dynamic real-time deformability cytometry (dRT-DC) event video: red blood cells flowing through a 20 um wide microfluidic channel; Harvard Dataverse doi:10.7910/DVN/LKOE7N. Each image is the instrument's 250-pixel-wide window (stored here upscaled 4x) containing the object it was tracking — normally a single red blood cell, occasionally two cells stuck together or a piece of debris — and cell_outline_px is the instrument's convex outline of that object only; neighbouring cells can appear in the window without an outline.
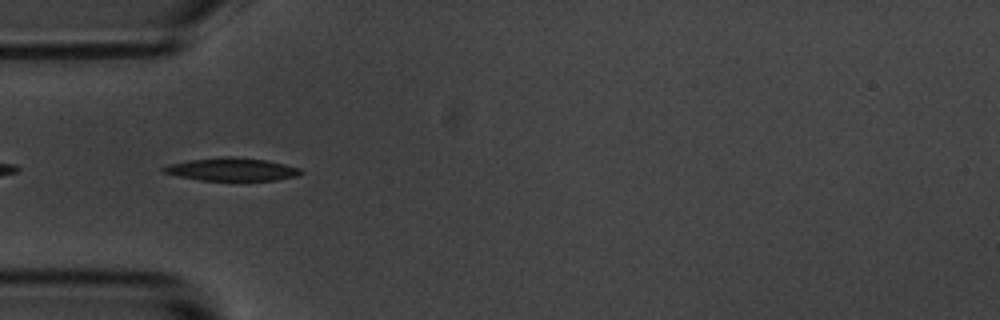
{"species": "common noctule bat (a hibernating species)", "species_latin": "Nyctalus noctula", "temperature_condition": "room temperature", "stored_images_in_passage": 3, "camera_frame_rate_fps": 3000, "um_per_image_px": 0.085, "animal": {"sex": "male", "body_mass_g": 20.1, "forearm_length_mm": 53.5}, "frame": {"image": 1, "passage_image": 2, "time_ms": 1.333, "image_size_px": [1000, 320], "cell_outline_px": [[304, 172], [296, 176], [276, 180], [200, 180], [176, 176], [160, 172], [160, 168], [168, 164], [192, 160], [228, 156], [232, 156], [268, 160], [300, 168]], "centroid_in_image_um": [19.67, 14.39], "position_along_channel_um": 65.3, "area_um2": 18.38}}